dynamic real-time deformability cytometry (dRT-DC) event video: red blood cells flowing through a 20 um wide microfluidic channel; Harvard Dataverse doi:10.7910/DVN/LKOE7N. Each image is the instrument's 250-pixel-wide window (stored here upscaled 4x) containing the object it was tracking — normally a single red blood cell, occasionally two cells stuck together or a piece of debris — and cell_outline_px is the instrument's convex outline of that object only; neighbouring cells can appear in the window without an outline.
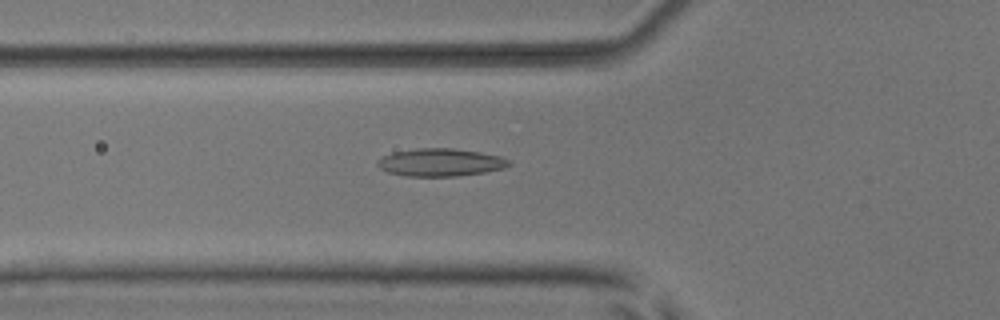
{"species": "common noctule bat (a hibernating species)", "species_latin": "Nyctalus noctula", "temperature_condition": "room temperature", "stored_images_in_passage": 52, "camera_frame_rate_fps": 3000, "um_per_image_px": 0.085, "animal": {"sex": "male", "body_mass_g": 17.9, "forearm_length_mm": 54.2}, "frame": {"image": 1, "passage_image": 19, "time_ms": 6.0, "image_size_px": [1000, 320], "cell_outline_px": [[512, 164], [504, 168], [484, 172], [456, 176], [404, 176], [388, 172], [380, 168], [376, 164], [384, 156], [392, 152], [416, 148], [452, 148], [480, 152], [500, 156], [508, 160]], "centroid_in_image_um": [37.44, 13.8], "position_along_channel_um": 88.4, "area_um2": 21.15}}
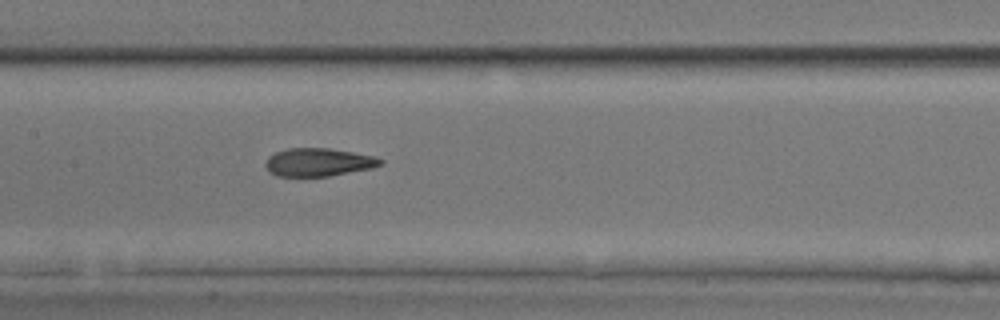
{"frame": {"image": 2, "passage_image": 26, "time_ms": 8.333, "image_size_px": [1000, 320], "cell_outline_px": [[384, 164], [372, 168], [328, 176], [276, 176], [268, 172], [264, 164], [268, 156], [276, 152], [288, 148], [328, 148], [352, 152], [372, 156], [384, 160]], "centroid_in_image_um": [27.04, 13.79], "position_along_channel_um": 180.4, "area_um2": 18.84}}
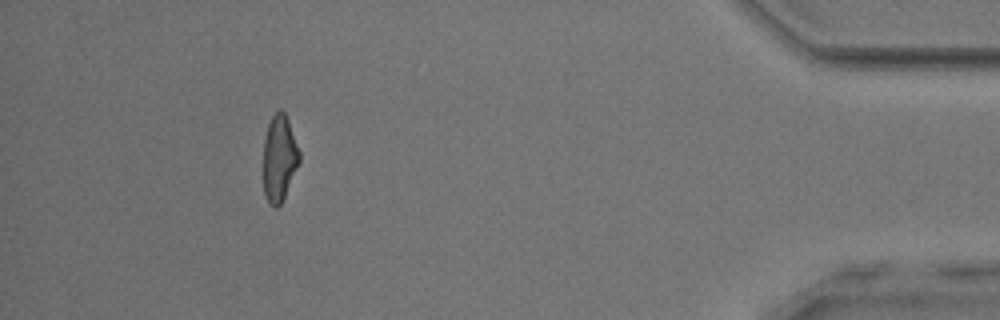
{"frame": {"image": 3, "passage_image": 48, "time_ms": 15.667, "image_size_px": [1000, 320], "cell_outline_px": [[300, 160], [284, 196], [280, 204], [276, 208], [272, 208], [268, 204], [264, 196], [264, 136], [268, 124], [272, 116], [280, 108], [284, 112], [288, 120], [300, 152]], "centroid_in_image_um": [23.72, 13.46], "position_along_channel_um": 411.5, "area_um2": 18.03}, "authors_computed_cell_mechanics": {"area_um2": 19.5075, "velocity_mm_per_s": 3.93, "shape_relaxation_time_tau1_ms": 6.6927, "shape_relaxation_time_tau2_ms": 2.2415, "deformation_change_tau1": 0.1756, "deformation_change_tau2": 0.1118}}